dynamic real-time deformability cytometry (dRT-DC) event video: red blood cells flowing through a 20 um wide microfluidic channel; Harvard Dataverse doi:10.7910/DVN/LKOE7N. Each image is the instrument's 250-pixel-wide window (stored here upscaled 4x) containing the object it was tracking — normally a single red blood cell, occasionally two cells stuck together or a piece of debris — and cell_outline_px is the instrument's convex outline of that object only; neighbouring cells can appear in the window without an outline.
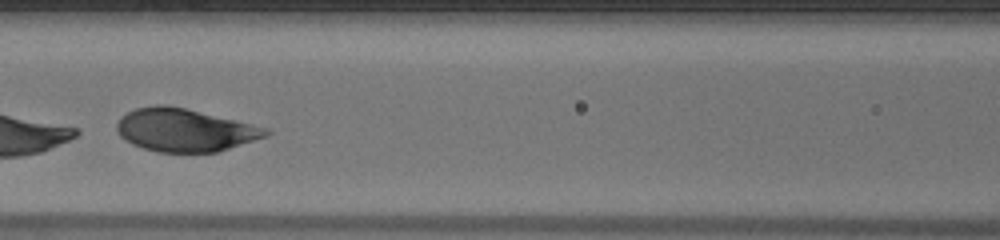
{"species": "human", "species_latin": "Homo sapiens", "temperature_condition": "warm", "stored_images_in_passage": 29, "camera_frame_rate_fps": 3000, "um_per_image_px": 0.085, "donor": {"sex": "male"}, "frame": {"image": 1, "passage_image": 11, "time_ms": 3.333, "image_size_px": [1000, 240], "cell_outline_px": [[272, 132], [268, 136], [216, 152], [156, 152], [132, 144], [124, 140], [120, 136], [116, 128], [116, 124], [120, 116], [136, 108], [156, 104], [164, 104], [184, 108], [252, 124], [268, 128]], "centroid_in_image_um": [15.68, 11.05], "position_along_channel_um": 150.9, "area_um2": 37.17}}
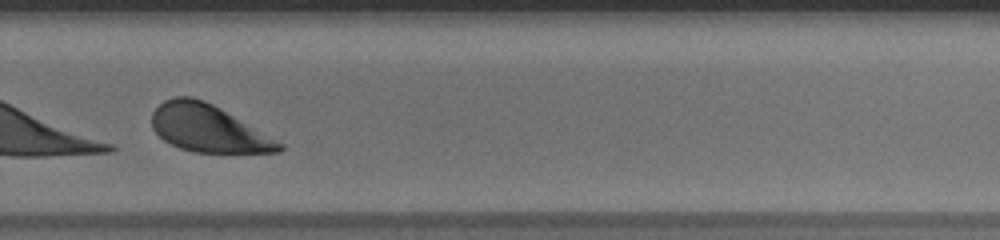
{"frame": {"image": 2, "passage_image": 23, "time_ms": 7.333, "image_size_px": [1000, 240], "cell_outline_px": [[284, 148], [280, 152], [196, 152], [180, 148], [164, 140], [152, 128], [152, 112], [164, 100], [176, 96], [192, 96], [204, 100], [220, 108], [284, 144]], "centroid_in_image_um": [17.67, 10.9], "position_along_channel_um": 312.1, "area_um2": 34.62}}
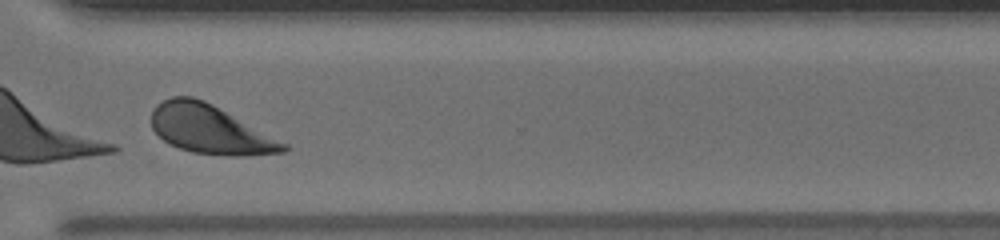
{"frame": {"image": 3, "passage_image": 26, "time_ms": 8.333, "image_size_px": [1000, 240], "cell_outline_px": [[288, 148], [284, 152], [244, 156], [228, 156], [192, 152], [180, 148], [164, 140], [152, 128], [152, 112], [156, 104], [172, 96], [192, 96], [204, 100], [212, 104], [288, 144]], "centroid_in_image_um": [17.85, 11.0], "position_along_channel_um": 352.7, "area_um2": 37.17}, "authors_computed_cell_mechanics": {"area_um2": 38.4948, "velocity_mm_per_s": 4.0358, "shape_relaxation_time_tau1_ms": 0.9397, "shape_relaxation_time_tau2_ms": null, "deformation_change_tau1": 0.3243, "deformation_change_tau2": null}}